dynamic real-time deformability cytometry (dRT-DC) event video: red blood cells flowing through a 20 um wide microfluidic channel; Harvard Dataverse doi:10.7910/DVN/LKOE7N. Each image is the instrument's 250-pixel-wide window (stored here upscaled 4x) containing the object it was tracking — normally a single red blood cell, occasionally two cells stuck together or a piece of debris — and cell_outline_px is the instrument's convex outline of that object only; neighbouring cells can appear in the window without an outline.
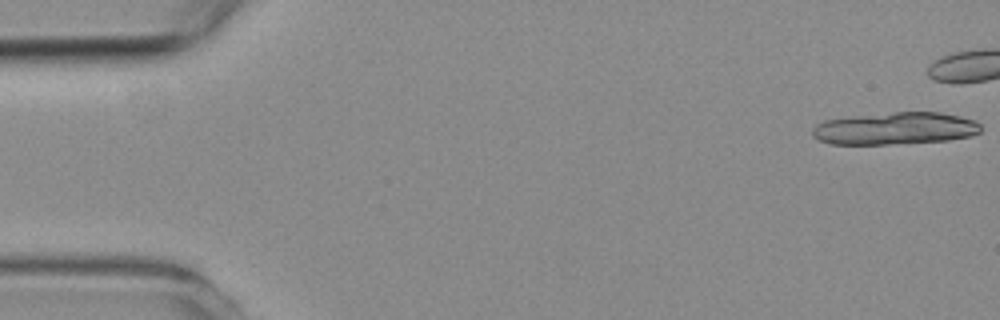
{"species": "common noctule bat (a hibernating species)", "species_latin": "Nyctalus noctula", "temperature_condition": "room temperature", "stored_images_in_passage": 8, "camera_frame_rate_fps": 3000, "um_per_image_px": 0.085, "animal": {"sex": "female", "body_mass_g": 19.3, "forearm_length_mm": 54.1}, "frame": {"image": 1, "passage_image": 1, "time_ms": 0.0, "image_size_px": [1000, 320], "cell_outline_px": [[980, 132], [972, 136], [948, 140], [888, 144], [828, 144], [812, 136], [812, 128], [816, 124], [824, 120], [856, 116], [892, 112], [940, 112], [960, 116], [976, 120], [980, 124]], "centroid_in_image_um": [76.09, 10.92], "position_along_channel_um": 8.9, "area_um2": 31.73}}